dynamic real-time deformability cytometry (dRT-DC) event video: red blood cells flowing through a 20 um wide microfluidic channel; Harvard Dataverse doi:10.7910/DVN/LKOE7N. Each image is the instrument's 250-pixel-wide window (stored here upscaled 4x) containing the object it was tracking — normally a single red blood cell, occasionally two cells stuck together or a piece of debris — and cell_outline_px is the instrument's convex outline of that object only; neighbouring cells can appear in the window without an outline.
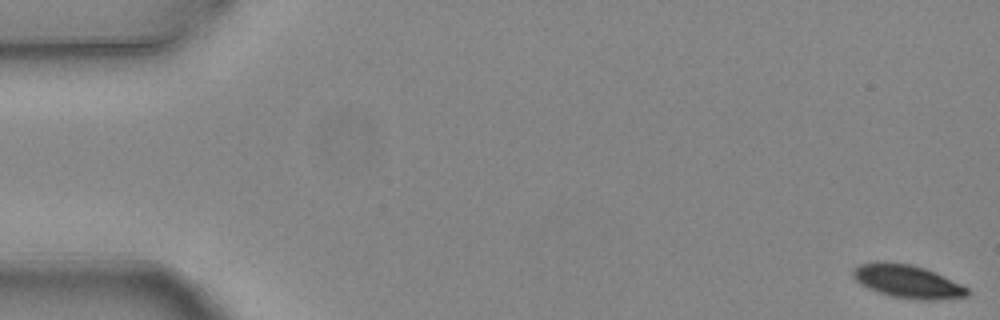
{"species": "common noctule bat (a hibernating species)", "species_latin": "Nyctalus noctula", "temperature_condition": "warm", "stored_images_in_passage": 6, "camera_frame_rate_fps": 3000, "um_per_image_px": 0.085, "animal": {"sex": "female", "body_mass_g": 24.6, "forearm_length_mm": 56.2}, "frame": {"image": 1, "passage_image": 1, "time_ms": 0.0, "image_size_px": [1000, 320], "cell_outline_px": [[968, 296], [932, 300], [924, 300], [892, 296], [868, 288], [860, 284], [852, 276], [852, 272], [860, 264], [880, 260], [912, 264], [936, 272], [968, 288]], "centroid_in_image_um": [77.12, 23.9], "position_along_channel_um": 7.9, "area_um2": 21.96}}
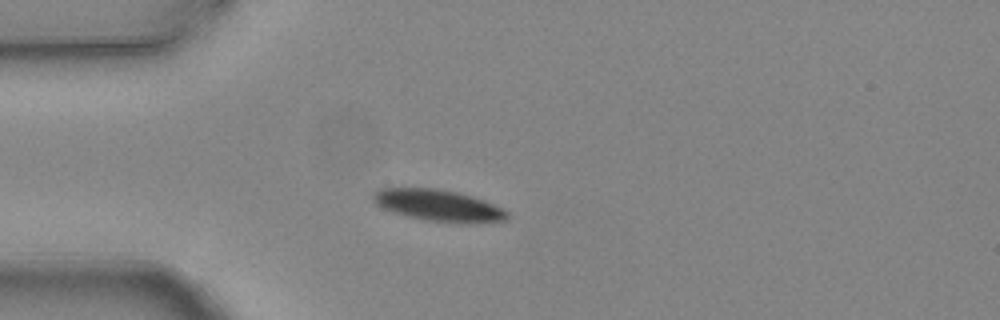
{"frame": {"image": 2, "passage_image": 5, "time_ms": 1.333, "image_size_px": [1000, 320], "cell_outline_px": [[508, 216], [504, 220], [476, 224], [468, 224], [428, 220], [408, 216], [392, 212], [376, 204], [372, 200], [372, 192], [380, 188], [436, 188], [456, 192], [472, 196], [484, 200], [504, 208], [508, 212]], "centroid_in_image_um": [37.28, 17.46], "position_along_channel_um": 47.7, "area_um2": 24.8}}